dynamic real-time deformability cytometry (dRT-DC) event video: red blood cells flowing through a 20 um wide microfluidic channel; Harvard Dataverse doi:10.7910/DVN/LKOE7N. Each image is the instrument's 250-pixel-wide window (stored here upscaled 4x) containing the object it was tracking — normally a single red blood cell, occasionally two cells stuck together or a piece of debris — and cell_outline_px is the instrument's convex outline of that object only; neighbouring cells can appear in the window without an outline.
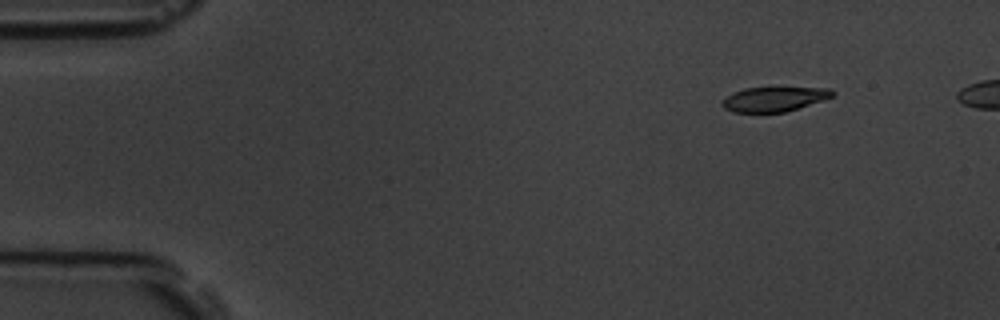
{"species": "common noctule bat (a hibernating species)", "species_latin": "Nyctalus noctula", "temperature_condition": "room temperature", "stored_images_in_passage": 6, "camera_frame_rate_fps": 3000, "um_per_image_px": 0.085, "animal": {"sex": "male", "body_mass_g": 19.5, "forearm_length_mm": 54.6}, "frame": {"image": 1, "passage_image": 2, "time_ms": 1.333, "image_size_px": [1000, 320], "cell_outline_px": [[836, 92], [832, 96], [824, 100], [784, 112], [732, 112], [724, 108], [720, 104], [724, 96], [744, 88], [828, 88]], "centroid_in_image_um": [65.75, 8.43], "position_along_channel_um": 19.2, "area_um2": 15.72}}